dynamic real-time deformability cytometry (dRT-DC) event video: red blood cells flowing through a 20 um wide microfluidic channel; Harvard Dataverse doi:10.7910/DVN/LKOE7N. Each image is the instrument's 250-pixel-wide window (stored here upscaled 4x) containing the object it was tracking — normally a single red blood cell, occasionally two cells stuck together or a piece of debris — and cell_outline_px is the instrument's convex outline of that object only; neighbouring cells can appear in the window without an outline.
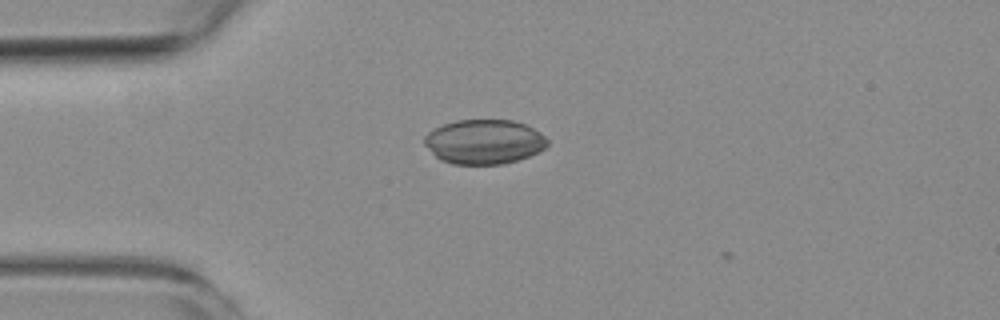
{"species": "common noctule bat (a hibernating species)", "species_latin": "Nyctalus noctula", "temperature_condition": "room temperature", "stored_images_in_passage": 2, "camera_frame_rate_fps": 3000, "um_per_image_px": 0.085, "animal": {"sex": "female", "body_mass_g": 19.3, "forearm_length_mm": 54.1}, "frame": {"image": 1, "passage_image": 1, "time_ms": 0.0, "image_size_px": [1000, 320], "cell_outline_px": [[548, 144], [540, 152], [504, 164], [452, 164], [440, 160], [424, 144], [424, 136], [428, 132], [444, 124], [456, 120], [512, 120], [524, 124], [540, 132], [548, 140]], "centroid_in_image_um": [41.15, 12.05], "position_along_channel_um": 43.9, "area_um2": 31.85}}